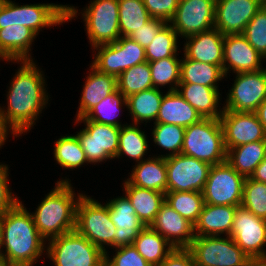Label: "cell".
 I'll list each match as a JSON object with an SVG mask.
<instances>
[{"instance_id": "cell-10", "label": "cell", "mask_w": 266, "mask_h": 266, "mask_svg": "<svg viewBox=\"0 0 266 266\" xmlns=\"http://www.w3.org/2000/svg\"><path fill=\"white\" fill-rule=\"evenodd\" d=\"M82 15L91 47L114 43L121 37L118 0H93Z\"/></svg>"}, {"instance_id": "cell-6", "label": "cell", "mask_w": 266, "mask_h": 266, "mask_svg": "<svg viewBox=\"0 0 266 266\" xmlns=\"http://www.w3.org/2000/svg\"><path fill=\"white\" fill-rule=\"evenodd\" d=\"M48 241L46 251L55 266H104L105 252L76 230Z\"/></svg>"}, {"instance_id": "cell-31", "label": "cell", "mask_w": 266, "mask_h": 266, "mask_svg": "<svg viewBox=\"0 0 266 266\" xmlns=\"http://www.w3.org/2000/svg\"><path fill=\"white\" fill-rule=\"evenodd\" d=\"M137 252L152 266H158L174 247L158 232L145 226L133 243Z\"/></svg>"}, {"instance_id": "cell-5", "label": "cell", "mask_w": 266, "mask_h": 266, "mask_svg": "<svg viewBox=\"0 0 266 266\" xmlns=\"http://www.w3.org/2000/svg\"><path fill=\"white\" fill-rule=\"evenodd\" d=\"M181 154L210 165L226 162L227 150L220 119L203 118L186 127Z\"/></svg>"}, {"instance_id": "cell-13", "label": "cell", "mask_w": 266, "mask_h": 266, "mask_svg": "<svg viewBox=\"0 0 266 266\" xmlns=\"http://www.w3.org/2000/svg\"><path fill=\"white\" fill-rule=\"evenodd\" d=\"M165 160L167 192H203L212 165L181 153Z\"/></svg>"}, {"instance_id": "cell-36", "label": "cell", "mask_w": 266, "mask_h": 266, "mask_svg": "<svg viewBox=\"0 0 266 266\" xmlns=\"http://www.w3.org/2000/svg\"><path fill=\"white\" fill-rule=\"evenodd\" d=\"M154 88L149 62L137 64L117 77V90L126 98L132 94Z\"/></svg>"}, {"instance_id": "cell-40", "label": "cell", "mask_w": 266, "mask_h": 266, "mask_svg": "<svg viewBox=\"0 0 266 266\" xmlns=\"http://www.w3.org/2000/svg\"><path fill=\"white\" fill-rule=\"evenodd\" d=\"M122 104L127 107L126 97L116 90L95 105L84 117L100 124L122 127L123 125L115 119L117 111L120 112L122 109Z\"/></svg>"}, {"instance_id": "cell-47", "label": "cell", "mask_w": 266, "mask_h": 266, "mask_svg": "<svg viewBox=\"0 0 266 266\" xmlns=\"http://www.w3.org/2000/svg\"><path fill=\"white\" fill-rule=\"evenodd\" d=\"M166 24L167 22L165 20L152 18L129 37L143 48H146Z\"/></svg>"}, {"instance_id": "cell-4", "label": "cell", "mask_w": 266, "mask_h": 266, "mask_svg": "<svg viewBox=\"0 0 266 266\" xmlns=\"http://www.w3.org/2000/svg\"><path fill=\"white\" fill-rule=\"evenodd\" d=\"M74 6L57 4L20 5L10 0L0 2V29L12 25H22L31 29L36 35L41 28L61 25L76 17Z\"/></svg>"}, {"instance_id": "cell-19", "label": "cell", "mask_w": 266, "mask_h": 266, "mask_svg": "<svg viewBox=\"0 0 266 266\" xmlns=\"http://www.w3.org/2000/svg\"><path fill=\"white\" fill-rule=\"evenodd\" d=\"M263 59L242 34L224 35L223 73L225 77L231 70L236 74L259 71L263 69L261 63Z\"/></svg>"}, {"instance_id": "cell-48", "label": "cell", "mask_w": 266, "mask_h": 266, "mask_svg": "<svg viewBox=\"0 0 266 266\" xmlns=\"http://www.w3.org/2000/svg\"><path fill=\"white\" fill-rule=\"evenodd\" d=\"M8 170L7 165L0 164V214L12 209L20 201L8 187Z\"/></svg>"}, {"instance_id": "cell-1", "label": "cell", "mask_w": 266, "mask_h": 266, "mask_svg": "<svg viewBox=\"0 0 266 266\" xmlns=\"http://www.w3.org/2000/svg\"><path fill=\"white\" fill-rule=\"evenodd\" d=\"M21 67L16 72L8 91L7 110L0 107V116L15 136L31 129L48 103L45 79L32 60H17ZM6 110V111H5Z\"/></svg>"}, {"instance_id": "cell-9", "label": "cell", "mask_w": 266, "mask_h": 266, "mask_svg": "<svg viewBox=\"0 0 266 266\" xmlns=\"http://www.w3.org/2000/svg\"><path fill=\"white\" fill-rule=\"evenodd\" d=\"M94 49L98 52L91 65L116 78L123 71L147 61L145 48L127 36H121L114 43L95 46Z\"/></svg>"}, {"instance_id": "cell-41", "label": "cell", "mask_w": 266, "mask_h": 266, "mask_svg": "<svg viewBox=\"0 0 266 266\" xmlns=\"http://www.w3.org/2000/svg\"><path fill=\"white\" fill-rule=\"evenodd\" d=\"M178 36L173 27L167 23L145 48L147 62L176 56Z\"/></svg>"}, {"instance_id": "cell-42", "label": "cell", "mask_w": 266, "mask_h": 266, "mask_svg": "<svg viewBox=\"0 0 266 266\" xmlns=\"http://www.w3.org/2000/svg\"><path fill=\"white\" fill-rule=\"evenodd\" d=\"M152 131L153 141L165 150H169V154L161 155V157H169L178 155L182 151L185 128L179 125H170L165 123H154Z\"/></svg>"}, {"instance_id": "cell-46", "label": "cell", "mask_w": 266, "mask_h": 266, "mask_svg": "<svg viewBox=\"0 0 266 266\" xmlns=\"http://www.w3.org/2000/svg\"><path fill=\"white\" fill-rule=\"evenodd\" d=\"M143 3L152 18L169 23L176 13L179 0H143Z\"/></svg>"}, {"instance_id": "cell-8", "label": "cell", "mask_w": 266, "mask_h": 266, "mask_svg": "<svg viewBox=\"0 0 266 266\" xmlns=\"http://www.w3.org/2000/svg\"><path fill=\"white\" fill-rule=\"evenodd\" d=\"M188 249L196 266H250L254 263L231 236H195Z\"/></svg>"}, {"instance_id": "cell-3", "label": "cell", "mask_w": 266, "mask_h": 266, "mask_svg": "<svg viewBox=\"0 0 266 266\" xmlns=\"http://www.w3.org/2000/svg\"><path fill=\"white\" fill-rule=\"evenodd\" d=\"M82 194L75 197L69 179L59 180L32 214L40 235L47 241L75 230L76 206Z\"/></svg>"}, {"instance_id": "cell-18", "label": "cell", "mask_w": 266, "mask_h": 266, "mask_svg": "<svg viewBox=\"0 0 266 266\" xmlns=\"http://www.w3.org/2000/svg\"><path fill=\"white\" fill-rule=\"evenodd\" d=\"M263 5L261 0H216L214 28L223 35L242 34Z\"/></svg>"}, {"instance_id": "cell-33", "label": "cell", "mask_w": 266, "mask_h": 266, "mask_svg": "<svg viewBox=\"0 0 266 266\" xmlns=\"http://www.w3.org/2000/svg\"><path fill=\"white\" fill-rule=\"evenodd\" d=\"M224 77L223 70L217 65L202 63L185 57L181 59L180 83L218 87L217 81L219 82Z\"/></svg>"}, {"instance_id": "cell-23", "label": "cell", "mask_w": 266, "mask_h": 266, "mask_svg": "<svg viewBox=\"0 0 266 266\" xmlns=\"http://www.w3.org/2000/svg\"><path fill=\"white\" fill-rule=\"evenodd\" d=\"M237 207L205 203L194 224L195 236H230Z\"/></svg>"}, {"instance_id": "cell-53", "label": "cell", "mask_w": 266, "mask_h": 266, "mask_svg": "<svg viewBox=\"0 0 266 266\" xmlns=\"http://www.w3.org/2000/svg\"><path fill=\"white\" fill-rule=\"evenodd\" d=\"M0 266H14L4 256L0 255Z\"/></svg>"}, {"instance_id": "cell-30", "label": "cell", "mask_w": 266, "mask_h": 266, "mask_svg": "<svg viewBox=\"0 0 266 266\" xmlns=\"http://www.w3.org/2000/svg\"><path fill=\"white\" fill-rule=\"evenodd\" d=\"M266 158V141L243 144L227 150L226 162L245 178Z\"/></svg>"}, {"instance_id": "cell-22", "label": "cell", "mask_w": 266, "mask_h": 266, "mask_svg": "<svg viewBox=\"0 0 266 266\" xmlns=\"http://www.w3.org/2000/svg\"><path fill=\"white\" fill-rule=\"evenodd\" d=\"M184 45L185 58L217 65L223 70L224 35L218 29L189 36Z\"/></svg>"}, {"instance_id": "cell-54", "label": "cell", "mask_w": 266, "mask_h": 266, "mask_svg": "<svg viewBox=\"0 0 266 266\" xmlns=\"http://www.w3.org/2000/svg\"><path fill=\"white\" fill-rule=\"evenodd\" d=\"M1 248H2V223L0 218V255H2V253L4 252L1 250Z\"/></svg>"}, {"instance_id": "cell-14", "label": "cell", "mask_w": 266, "mask_h": 266, "mask_svg": "<svg viewBox=\"0 0 266 266\" xmlns=\"http://www.w3.org/2000/svg\"><path fill=\"white\" fill-rule=\"evenodd\" d=\"M79 121L86 124V127L76 135L88 163H100L107 159H115L121 127L100 124L85 117L76 119L77 123Z\"/></svg>"}, {"instance_id": "cell-25", "label": "cell", "mask_w": 266, "mask_h": 266, "mask_svg": "<svg viewBox=\"0 0 266 266\" xmlns=\"http://www.w3.org/2000/svg\"><path fill=\"white\" fill-rule=\"evenodd\" d=\"M91 73L83 86L77 118L84 117L95 105L100 103L105 97L117 90V78L95 69L92 65Z\"/></svg>"}, {"instance_id": "cell-28", "label": "cell", "mask_w": 266, "mask_h": 266, "mask_svg": "<svg viewBox=\"0 0 266 266\" xmlns=\"http://www.w3.org/2000/svg\"><path fill=\"white\" fill-rule=\"evenodd\" d=\"M127 181L134 186L167 192V168L165 157H154L138 162Z\"/></svg>"}, {"instance_id": "cell-17", "label": "cell", "mask_w": 266, "mask_h": 266, "mask_svg": "<svg viewBox=\"0 0 266 266\" xmlns=\"http://www.w3.org/2000/svg\"><path fill=\"white\" fill-rule=\"evenodd\" d=\"M220 122L226 150L247 143L266 141V131L255 112L223 109Z\"/></svg>"}, {"instance_id": "cell-24", "label": "cell", "mask_w": 266, "mask_h": 266, "mask_svg": "<svg viewBox=\"0 0 266 266\" xmlns=\"http://www.w3.org/2000/svg\"><path fill=\"white\" fill-rule=\"evenodd\" d=\"M36 36L31 29L22 25L0 29V59L12 62L32 60L29 51Z\"/></svg>"}, {"instance_id": "cell-32", "label": "cell", "mask_w": 266, "mask_h": 266, "mask_svg": "<svg viewBox=\"0 0 266 266\" xmlns=\"http://www.w3.org/2000/svg\"><path fill=\"white\" fill-rule=\"evenodd\" d=\"M163 99V92L157 88H151L126 98L127 108L133 118L134 124H140V121L155 120Z\"/></svg>"}, {"instance_id": "cell-44", "label": "cell", "mask_w": 266, "mask_h": 266, "mask_svg": "<svg viewBox=\"0 0 266 266\" xmlns=\"http://www.w3.org/2000/svg\"><path fill=\"white\" fill-rule=\"evenodd\" d=\"M242 35L249 44L266 60V5L246 25Z\"/></svg>"}, {"instance_id": "cell-21", "label": "cell", "mask_w": 266, "mask_h": 266, "mask_svg": "<svg viewBox=\"0 0 266 266\" xmlns=\"http://www.w3.org/2000/svg\"><path fill=\"white\" fill-rule=\"evenodd\" d=\"M110 219L117 230L114 234V247L133 245L139 232L145 227L136 215L127 196L114 198L107 203Z\"/></svg>"}, {"instance_id": "cell-37", "label": "cell", "mask_w": 266, "mask_h": 266, "mask_svg": "<svg viewBox=\"0 0 266 266\" xmlns=\"http://www.w3.org/2000/svg\"><path fill=\"white\" fill-rule=\"evenodd\" d=\"M165 202L193 225L204 207L202 192H166Z\"/></svg>"}, {"instance_id": "cell-7", "label": "cell", "mask_w": 266, "mask_h": 266, "mask_svg": "<svg viewBox=\"0 0 266 266\" xmlns=\"http://www.w3.org/2000/svg\"><path fill=\"white\" fill-rule=\"evenodd\" d=\"M75 230L105 253L104 245L114 247L117 228L110 219L107 204L103 206L83 194L76 206Z\"/></svg>"}, {"instance_id": "cell-26", "label": "cell", "mask_w": 266, "mask_h": 266, "mask_svg": "<svg viewBox=\"0 0 266 266\" xmlns=\"http://www.w3.org/2000/svg\"><path fill=\"white\" fill-rule=\"evenodd\" d=\"M202 116L178 92L168 91L163 95L155 123L179 125L184 128L198 123Z\"/></svg>"}, {"instance_id": "cell-51", "label": "cell", "mask_w": 266, "mask_h": 266, "mask_svg": "<svg viewBox=\"0 0 266 266\" xmlns=\"http://www.w3.org/2000/svg\"><path fill=\"white\" fill-rule=\"evenodd\" d=\"M259 118L260 123L263 125L266 131V99L258 106L255 112Z\"/></svg>"}, {"instance_id": "cell-16", "label": "cell", "mask_w": 266, "mask_h": 266, "mask_svg": "<svg viewBox=\"0 0 266 266\" xmlns=\"http://www.w3.org/2000/svg\"><path fill=\"white\" fill-rule=\"evenodd\" d=\"M216 0H179L173 19L169 22L185 39L214 28Z\"/></svg>"}, {"instance_id": "cell-43", "label": "cell", "mask_w": 266, "mask_h": 266, "mask_svg": "<svg viewBox=\"0 0 266 266\" xmlns=\"http://www.w3.org/2000/svg\"><path fill=\"white\" fill-rule=\"evenodd\" d=\"M241 206L255 216L266 220V183L246 178Z\"/></svg>"}, {"instance_id": "cell-56", "label": "cell", "mask_w": 266, "mask_h": 266, "mask_svg": "<svg viewBox=\"0 0 266 266\" xmlns=\"http://www.w3.org/2000/svg\"><path fill=\"white\" fill-rule=\"evenodd\" d=\"M264 5H266V0H261Z\"/></svg>"}, {"instance_id": "cell-27", "label": "cell", "mask_w": 266, "mask_h": 266, "mask_svg": "<svg viewBox=\"0 0 266 266\" xmlns=\"http://www.w3.org/2000/svg\"><path fill=\"white\" fill-rule=\"evenodd\" d=\"M177 92L196 109L202 118L220 119L223 110L220 108L218 110L221 95L218 87L179 83Z\"/></svg>"}, {"instance_id": "cell-2", "label": "cell", "mask_w": 266, "mask_h": 266, "mask_svg": "<svg viewBox=\"0 0 266 266\" xmlns=\"http://www.w3.org/2000/svg\"><path fill=\"white\" fill-rule=\"evenodd\" d=\"M2 253L14 266H33L45 250V239L37 230L32 213L19 201L12 209L0 214Z\"/></svg>"}, {"instance_id": "cell-29", "label": "cell", "mask_w": 266, "mask_h": 266, "mask_svg": "<svg viewBox=\"0 0 266 266\" xmlns=\"http://www.w3.org/2000/svg\"><path fill=\"white\" fill-rule=\"evenodd\" d=\"M125 195L130 200L136 215L144 226H150L165 202V193L141 188L124 181Z\"/></svg>"}, {"instance_id": "cell-45", "label": "cell", "mask_w": 266, "mask_h": 266, "mask_svg": "<svg viewBox=\"0 0 266 266\" xmlns=\"http://www.w3.org/2000/svg\"><path fill=\"white\" fill-rule=\"evenodd\" d=\"M115 251L112 259L105 253L104 266H152L137 252L134 245L120 246Z\"/></svg>"}, {"instance_id": "cell-52", "label": "cell", "mask_w": 266, "mask_h": 266, "mask_svg": "<svg viewBox=\"0 0 266 266\" xmlns=\"http://www.w3.org/2000/svg\"><path fill=\"white\" fill-rule=\"evenodd\" d=\"M10 129L6 127V125L3 122V119L0 116V148L4 145V142H6L7 134Z\"/></svg>"}, {"instance_id": "cell-15", "label": "cell", "mask_w": 266, "mask_h": 266, "mask_svg": "<svg viewBox=\"0 0 266 266\" xmlns=\"http://www.w3.org/2000/svg\"><path fill=\"white\" fill-rule=\"evenodd\" d=\"M222 109L234 112H256L266 99V68L255 72L237 73L234 85Z\"/></svg>"}, {"instance_id": "cell-38", "label": "cell", "mask_w": 266, "mask_h": 266, "mask_svg": "<svg viewBox=\"0 0 266 266\" xmlns=\"http://www.w3.org/2000/svg\"><path fill=\"white\" fill-rule=\"evenodd\" d=\"M54 158L57 163L66 169L81 167L88 163L77 135L63 136L55 142Z\"/></svg>"}, {"instance_id": "cell-35", "label": "cell", "mask_w": 266, "mask_h": 266, "mask_svg": "<svg viewBox=\"0 0 266 266\" xmlns=\"http://www.w3.org/2000/svg\"><path fill=\"white\" fill-rule=\"evenodd\" d=\"M132 125V126H131ZM123 125L119 133V144L116 158L127 155L138 163L143 161L148 150L147 135L140 130L138 124Z\"/></svg>"}, {"instance_id": "cell-11", "label": "cell", "mask_w": 266, "mask_h": 266, "mask_svg": "<svg viewBox=\"0 0 266 266\" xmlns=\"http://www.w3.org/2000/svg\"><path fill=\"white\" fill-rule=\"evenodd\" d=\"M245 179L227 162L212 165L202 192L204 202L210 205L241 206Z\"/></svg>"}, {"instance_id": "cell-55", "label": "cell", "mask_w": 266, "mask_h": 266, "mask_svg": "<svg viewBox=\"0 0 266 266\" xmlns=\"http://www.w3.org/2000/svg\"><path fill=\"white\" fill-rule=\"evenodd\" d=\"M250 266H266V263H252Z\"/></svg>"}, {"instance_id": "cell-49", "label": "cell", "mask_w": 266, "mask_h": 266, "mask_svg": "<svg viewBox=\"0 0 266 266\" xmlns=\"http://www.w3.org/2000/svg\"><path fill=\"white\" fill-rule=\"evenodd\" d=\"M158 266H196V263L188 248H174Z\"/></svg>"}, {"instance_id": "cell-50", "label": "cell", "mask_w": 266, "mask_h": 266, "mask_svg": "<svg viewBox=\"0 0 266 266\" xmlns=\"http://www.w3.org/2000/svg\"><path fill=\"white\" fill-rule=\"evenodd\" d=\"M251 179L266 183V158L255 168Z\"/></svg>"}, {"instance_id": "cell-12", "label": "cell", "mask_w": 266, "mask_h": 266, "mask_svg": "<svg viewBox=\"0 0 266 266\" xmlns=\"http://www.w3.org/2000/svg\"><path fill=\"white\" fill-rule=\"evenodd\" d=\"M230 236L254 263H266V220L238 206Z\"/></svg>"}, {"instance_id": "cell-34", "label": "cell", "mask_w": 266, "mask_h": 266, "mask_svg": "<svg viewBox=\"0 0 266 266\" xmlns=\"http://www.w3.org/2000/svg\"><path fill=\"white\" fill-rule=\"evenodd\" d=\"M118 4L121 36L129 37L152 19L144 6L143 0H118Z\"/></svg>"}, {"instance_id": "cell-20", "label": "cell", "mask_w": 266, "mask_h": 266, "mask_svg": "<svg viewBox=\"0 0 266 266\" xmlns=\"http://www.w3.org/2000/svg\"><path fill=\"white\" fill-rule=\"evenodd\" d=\"M149 227L160 233L174 248H189L195 238L194 225L166 202Z\"/></svg>"}, {"instance_id": "cell-39", "label": "cell", "mask_w": 266, "mask_h": 266, "mask_svg": "<svg viewBox=\"0 0 266 266\" xmlns=\"http://www.w3.org/2000/svg\"><path fill=\"white\" fill-rule=\"evenodd\" d=\"M152 84L159 89V85H172L168 91H176L180 83L181 59L177 56L166 57L154 62H149ZM174 84V85H173Z\"/></svg>"}]
</instances>
